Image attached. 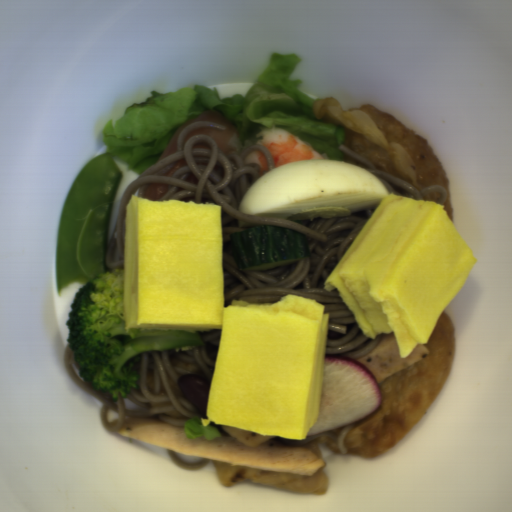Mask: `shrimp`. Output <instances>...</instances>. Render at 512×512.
<instances>
[{
    "instance_id": "obj_1",
    "label": "shrimp",
    "mask_w": 512,
    "mask_h": 512,
    "mask_svg": "<svg viewBox=\"0 0 512 512\" xmlns=\"http://www.w3.org/2000/svg\"><path fill=\"white\" fill-rule=\"evenodd\" d=\"M256 145H262L268 150L274 169L289 162L323 159L312 146L282 128L262 129L257 133Z\"/></svg>"
},
{
    "instance_id": "obj_2",
    "label": "shrimp",
    "mask_w": 512,
    "mask_h": 512,
    "mask_svg": "<svg viewBox=\"0 0 512 512\" xmlns=\"http://www.w3.org/2000/svg\"><path fill=\"white\" fill-rule=\"evenodd\" d=\"M245 165H258L260 177L268 172V159L259 149H254L244 158Z\"/></svg>"
}]
</instances>
